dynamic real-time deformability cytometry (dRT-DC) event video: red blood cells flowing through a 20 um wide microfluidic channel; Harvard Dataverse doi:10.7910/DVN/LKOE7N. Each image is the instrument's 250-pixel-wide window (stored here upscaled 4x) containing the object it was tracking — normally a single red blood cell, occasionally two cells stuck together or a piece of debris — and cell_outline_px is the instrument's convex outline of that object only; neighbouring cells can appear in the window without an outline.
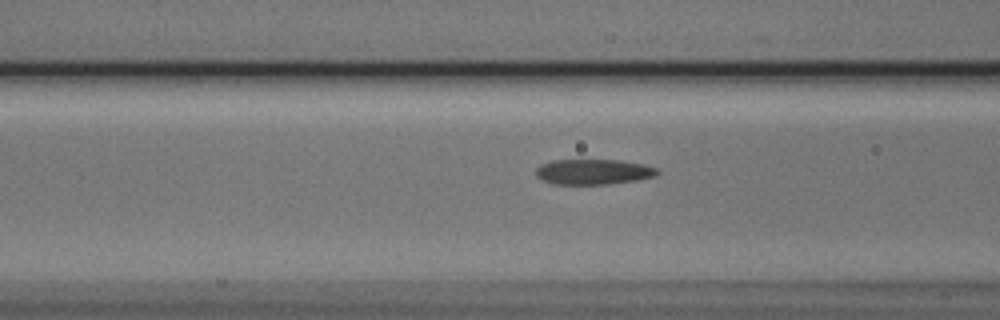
{"species": "Egyptian fruit bat (a non-hibernating species)", "species_latin": "Rousettus aegyptiacus", "temperature_condition": "cold", "stored_images_in_passage": 14, "camera_frame_rate_fps": 3000, "um_per_image_px": 0.085, "animal": {"sex": "male"}, "frame": {"image": 1, "passage_image": 8, "time_ms": 2.333, "image_size_px": [1000, 320], "cell_outline_px": [[660, 172], [656, 176], [636, 180], [604, 184], [552, 184], [540, 180], [536, 176], [536, 168], [540, 164], [552, 160], [620, 160], [644, 164], [656, 168]], "centroid_in_image_um": [50.4, 14.6], "position_along_channel_um": 116.2, "area_um2": 18.03}}
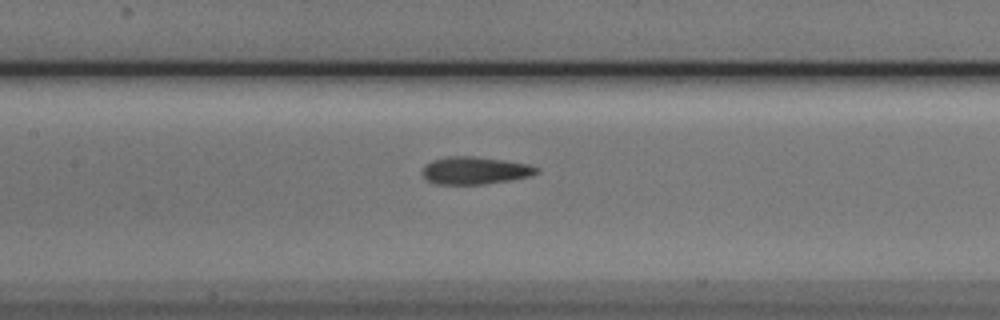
{"frame": {"image": 2, "passage_image": 12, "time_ms": 3.667, "image_size_px": [1000, 320], "cell_outline_px": [[540, 172], [528, 176], [512, 180], [484, 184], [436, 184], [428, 180], [420, 172], [424, 164], [432, 160], [448, 156], [472, 156], [504, 160], [528, 164], [540, 168]], "centroid_in_image_um": [40.35, 14.49], "position_along_channel_um": 167.0, "area_um2": 18.44}}